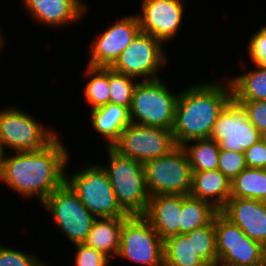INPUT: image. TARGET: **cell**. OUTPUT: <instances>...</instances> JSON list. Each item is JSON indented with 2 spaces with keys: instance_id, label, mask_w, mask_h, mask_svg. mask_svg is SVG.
<instances>
[{
  "instance_id": "6da1fadb",
  "label": "cell",
  "mask_w": 266,
  "mask_h": 266,
  "mask_svg": "<svg viewBox=\"0 0 266 266\" xmlns=\"http://www.w3.org/2000/svg\"><path fill=\"white\" fill-rule=\"evenodd\" d=\"M59 136L42 150L0 154L1 183L23 198L42 203L65 183L72 157Z\"/></svg>"
},
{
  "instance_id": "7a4b0ae2",
  "label": "cell",
  "mask_w": 266,
  "mask_h": 266,
  "mask_svg": "<svg viewBox=\"0 0 266 266\" xmlns=\"http://www.w3.org/2000/svg\"><path fill=\"white\" fill-rule=\"evenodd\" d=\"M223 78L180 89L172 128L176 146L210 137L219 114L233 100L231 83L228 77Z\"/></svg>"
},
{
  "instance_id": "3957f363",
  "label": "cell",
  "mask_w": 266,
  "mask_h": 266,
  "mask_svg": "<svg viewBox=\"0 0 266 266\" xmlns=\"http://www.w3.org/2000/svg\"><path fill=\"white\" fill-rule=\"evenodd\" d=\"M69 158L65 170V183L77 195L82 204L95 218H127L117 203L108 174L98 163H84L69 174Z\"/></svg>"
},
{
  "instance_id": "277c9868",
  "label": "cell",
  "mask_w": 266,
  "mask_h": 266,
  "mask_svg": "<svg viewBox=\"0 0 266 266\" xmlns=\"http://www.w3.org/2000/svg\"><path fill=\"white\" fill-rule=\"evenodd\" d=\"M108 163L100 164L108 174L117 203L129 216L144 215L149 202L143 163L105 147Z\"/></svg>"
},
{
  "instance_id": "5b68a950",
  "label": "cell",
  "mask_w": 266,
  "mask_h": 266,
  "mask_svg": "<svg viewBox=\"0 0 266 266\" xmlns=\"http://www.w3.org/2000/svg\"><path fill=\"white\" fill-rule=\"evenodd\" d=\"M162 79L138 81L129 108L131 123L172 130L179 92Z\"/></svg>"
},
{
  "instance_id": "8992f818",
  "label": "cell",
  "mask_w": 266,
  "mask_h": 266,
  "mask_svg": "<svg viewBox=\"0 0 266 266\" xmlns=\"http://www.w3.org/2000/svg\"><path fill=\"white\" fill-rule=\"evenodd\" d=\"M25 111L15 106L0 109V154L42 150L60 134Z\"/></svg>"
},
{
  "instance_id": "52a82bcc",
  "label": "cell",
  "mask_w": 266,
  "mask_h": 266,
  "mask_svg": "<svg viewBox=\"0 0 266 266\" xmlns=\"http://www.w3.org/2000/svg\"><path fill=\"white\" fill-rule=\"evenodd\" d=\"M149 196L190 195L193 171L187 153L176 146L167 155L143 164Z\"/></svg>"
},
{
  "instance_id": "ba28073f",
  "label": "cell",
  "mask_w": 266,
  "mask_h": 266,
  "mask_svg": "<svg viewBox=\"0 0 266 266\" xmlns=\"http://www.w3.org/2000/svg\"><path fill=\"white\" fill-rule=\"evenodd\" d=\"M41 206L47 210L55 224L53 226L65 235L68 242L72 245L84 243L96 218L66 183L50 194Z\"/></svg>"
},
{
  "instance_id": "9c48e42d",
  "label": "cell",
  "mask_w": 266,
  "mask_h": 266,
  "mask_svg": "<svg viewBox=\"0 0 266 266\" xmlns=\"http://www.w3.org/2000/svg\"><path fill=\"white\" fill-rule=\"evenodd\" d=\"M116 258L140 266H164V240L143 215L128 216L121 228Z\"/></svg>"
},
{
  "instance_id": "30bf717a",
  "label": "cell",
  "mask_w": 266,
  "mask_h": 266,
  "mask_svg": "<svg viewBox=\"0 0 266 266\" xmlns=\"http://www.w3.org/2000/svg\"><path fill=\"white\" fill-rule=\"evenodd\" d=\"M164 47L159 39L140 31L110 68L138 81L160 78L169 62Z\"/></svg>"
},
{
  "instance_id": "8fae6325",
  "label": "cell",
  "mask_w": 266,
  "mask_h": 266,
  "mask_svg": "<svg viewBox=\"0 0 266 266\" xmlns=\"http://www.w3.org/2000/svg\"><path fill=\"white\" fill-rule=\"evenodd\" d=\"M111 147L120 155L144 164L167 155L176 144L172 130L130 123Z\"/></svg>"
},
{
  "instance_id": "7c38bea8",
  "label": "cell",
  "mask_w": 266,
  "mask_h": 266,
  "mask_svg": "<svg viewBox=\"0 0 266 266\" xmlns=\"http://www.w3.org/2000/svg\"><path fill=\"white\" fill-rule=\"evenodd\" d=\"M216 232L217 264L241 266L265 265L262 245L250 239L237 225L220 212L214 216Z\"/></svg>"
},
{
  "instance_id": "4fadbf2b",
  "label": "cell",
  "mask_w": 266,
  "mask_h": 266,
  "mask_svg": "<svg viewBox=\"0 0 266 266\" xmlns=\"http://www.w3.org/2000/svg\"><path fill=\"white\" fill-rule=\"evenodd\" d=\"M140 31L136 13L125 15L112 25H108L104 31L96 34L89 44L91 47L86 49L88 56L86 65L110 68Z\"/></svg>"
},
{
  "instance_id": "5bb4252c",
  "label": "cell",
  "mask_w": 266,
  "mask_h": 266,
  "mask_svg": "<svg viewBox=\"0 0 266 266\" xmlns=\"http://www.w3.org/2000/svg\"><path fill=\"white\" fill-rule=\"evenodd\" d=\"M186 2V3H185ZM137 11L141 31L171 43L181 30L187 0H141Z\"/></svg>"
},
{
  "instance_id": "9a60e30c",
  "label": "cell",
  "mask_w": 266,
  "mask_h": 266,
  "mask_svg": "<svg viewBox=\"0 0 266 266\" xmlns=\"http://www.w3.org/2000/svg\"><path fill=\"white\" fill-rule=\"evenodd\" d=\"M209 138L217 142L220 149L244 152L260 141L262 135L242 107L232 100L219 114Z\"/></svg>"
},
{
  "instance_id": "2e32d148",
  "label": "cell",
  "mask_w": 266,
  "mask_h": 266,
  "mask_svg": "<svg viewBox=\"0 0 266 266\" xmlns=\"http://www.w3.org/2000/svg\"><path fill=\"white\" fill-rule=\"evenodd\" d=\"M22 4L34 22L49 28L78 25L88 12L80 0H22Z\"/></svg>"
},
{
  "instance_id": "e0dca14e",
  "label": "cell",
  "mask_w": 266,
  "mask_h": 266,
  "mask_svg": "<svg viewBox=\"0 0 266 266\" xmlns=\"http://www.w3.org/2000/svg\"><path fill=\"white\" fill-rule=\"evenodd\" d=\"M250 239L261 245L266 241V202L248 198H230L219 210Z\"/></svg>"
},
{
  "instance_id": "ac0fdd59",
  "label": "cell",
  "mask_w": 266,
  "mask_h": 266,
  "mask_svg": "<svg viewBox=\"0 0 266 266\" xmlns=\"http://www.w3.org/2000/svg\"><path fill=\"white\" fill-rule=\"evenodd\" d=\"M182 195L150 196L148 207L143 215L153 229L163 239L180 234Z\"/></svg>"
},
{
  "instance_id": "d6986e66",
  "label": "cell",
  "mask_w": 266,
  "mask_h": 266,
  "mask_svg": "<svg viewBox=\"0 0 266 266\" xmlns=\"http://www.w3.org/2000/svg\"><path fill=\"white\" fill-rule=\"evenodd\" d=\"M89 117L93 131L106 141V147H111L131 123L129 109L112 103L90 110Z\"/></svg>"
},
{
  "instance_id": "ffe728a7",
  "label": "cell",
  "mask_w": 266,
  "mask_h": 266,
  "mask_svg": "<svg viewBox=\"0 0 266 266\" xmlns=\"http://www.w3.org/2000/svg\"><path fill=\"white\" fill-rule=\"evenodd\" d=\"M190 195L220 210L231 198V181L218 169L193 172Z\"/></svg>"
},
{
  "instance_id": "44dd1931",
  "label": "cell",
  "mask_w": 266,
  "mask_h": 266,
  "mask_svg": "<svg viewBox=\"0 0 266 266\" xmlns=\"http://www.w3.org/2000/svg\"><path fill=\"white\" fill-rule=\"evenodd\" d=\"M239 61L243 72L228 76L232 86L234 101H266V66L253 64L252 69H245L247 63ZM245 69V70H244ZM246 71V72H245Z\"/></svg>"
},
{
  "instance_id": "7402d4cb",
  "label": "cell",
  "mask_w": 266,
  "mask_h": 266,
  "mask_svg": "<svg viewBox=\"0 0 266 266\" xmlns=\"http://www.w3.org/2000/svg\"><path fill=\"white\" fill-rule=\"evenodd\" d=\"M125 219L96 218L84 243L103 252L113 261L119 251L121 228Z\"/></svg>"
},
{
  "instance_id": "603a6c76",
  "label": "cell",
  "mask_w": 266,
  "mask_h": 266,
  "mask_svg": "<svg viewBox=\"0 0 266 266\" xmlns=\"http://www.w3.org/2000/svg\"><path fill=\"white\" fill-rule=\"evenodd\" d=\"M164 266H208L195 255L193 231L164 240Z\"/></svg>"
},
{
  "instance_id": "cb8c5ba5",
  "label": "cell",
  "mask_w": 266,
  "mask_h": 266,
  "mask_svg": "<svg viewBox=\"0 0 266 266\" xmlns=\"http://www.w3.org/2000/svg\"><path fill=\"white\" fill-rule=\"evenodd\" d=\"M219 212L211 203L182 195L180 234H187L195 229L209 225Z\"/></svg>"
},
{
  "instance_id": "d4e9b609",
  "label": "cell",
  "mask_w": 266,
  "mask_h": 266,
  "mask_svg": "<svg viewBox=\"0 0 266 266\" xmlns=\"http://www.w3.org/2000/svg\"><path fill=\"white\" fill-rule=\"evenodd\" d=\"M231 198L266 202V169L246 167L231 181Z\"/></svg>"
},
{
  "instance_id": "484cf974",
  "label": "cell",
  "mask_w": 266,
  "mask_h": 266,
  "mask_svg": "<svg viewBox=\"0 0 266 266\" xmlns=\"http://www.w3.org/2000/svg\"><path fill=\"white\" fill-rule=\"evenodd\" d=\"M187 153L193 172L218 169L219 144L210 138L195 139L182 145Z\"/></svg>"
},
{
  "instance_id": "4316f807",
  "label": "cell",
  "mask_w": 266,
  "mask_h": 266,
  "mask_svg": "<svg viewBox=\"0 0 266 266\" xmlns=\"http://www.w3.org/2000/svg\"><path fill=\"white\" fill-rule=\"evenodd\" d=\"M84 76L89 79L83 87L84 101L89 110L110 103V88L108 83V68L86 65Z\"/></svg>"
},
{
  "instance_id": "83f0119b",
  "label": "cell",
  "mask_w": 266,
  "mask_h": 266,
  "mask_svg": "<svg viewBox=\"0 0 266 266\" xmlns=\"http://www.w3.org/2000/svg\"><path fill=\"white\" fill-rule=\"evenodd\" d=\"M193 246L195 255L208 266L218 263L214 219L209 225L193 230Z\"/></svg>"
},
{
  "instance_id": "f1b7e54d",
  "label": "cell",
  "mask_w": 266,
  "mask_h": 266,
  "mask_svg": "<svg viewBox=\"0 0 266 266\" xmlns=\"http://www.w3.org/2000/svg\"><path fill=\"white\" fill-rule=\"evenodd\" d=\"M108 83L110 88V103L129 109L133 91L138 80L108 68Z\"/></svg>"
},
{
  "instance_id": "f546056e",
  "label": "cell",
  "mask_w": 266,
  "mask_h": 266,
  "mask_svg": "<svg viewBox=\"0 0 266 266\" xmlns=\"http://www.w3.org/2000/svg\"><path fill=\"white\" fill-rule=\"evenodd\" d=\"M17 250L0 243V266H51L39 254ZM43 260V261H42Z\"/></svg>"
},
{
  "instance_id": "4dcf8cb0",
  "label": "cell",
  "mask_w": 266,
  "mask_h": 266,
  "mask_svg": "<svg viewBox=\"0 0 266 266\" xmlns=\"http://www.w3.org/2000/svg\"><path fill=\"white\" fill-rule=\"evenodd\" d=\"M246 167L244 152L220 149L218 170L230 181L239 175Z\"/></svg>"
},
{
  "instance_id": "1f68e13d",
  "label": "cell",
  "mask_w": 266,
  "mask_h": 266,
  "mask_svg": "<svg viewBox=\"0 0 266 266\" xmlns=\"http://www.w3.org/2000/svg\"><path fill=\"white\" fill-rule=\"evenodd\" d=\"M74 247V266H109L111 264L112 260L103 252L85 243L75 244Z\"/></svg>"
},
{
  "instance_id": "d6a6232c",
  "label": "cell",
  "mask_w": 266,
  "mask_h": 266,
  "mask_svg": "<svg viewBox=\"0 0 266 266\" xmlns=\"http://www.w3.org/2000/svg\"><path fill=\"white\" fill-rule=\"evenodd\" d=\"M246 43V51L250 63L266 66V25H263L255 33L250 35Z\"/></svg>"
},
{
  "instance_id": "836d02e7",
  "label": "cell",
  "mask_w": 266,
  "mask_h": 266,
  "mask_svg": "<svg viewBox=\"0 0 266 266\" xmlns=\"http://www.w3.org/2000/svg\"><path fill=\"white\" fill-rule=\"evenodd\" d=\"M246 112L248 120L259 130L266 132V101H235Z\"/></svg>"
},
{
  "instance_id": "e575fe53",
  "label": "cell",
  "mask_w": 266,
  "mask_h": 266,
  "mask_svg": "<svg viewBox=\"0 0 266 266\" xmlns=\"http://www.w3.org/2000/svg\"><path fill=\"white\" fill-rule=\"evenodd\" d=\"M246 166L266 169V142L261 139L244 151Z\"/></svg>"
},
{
  "instance_id": "d590c367",
  "label": "cell",
  "mask_w": 266,
  "mask_h": 266,
  "mask_svg": "<svg viewBox=\"0 0 266 266\" xmlns=\"http://www.w3.org/2000/svg\"><path fill=\"white\" fill-rule=\"evenodd\" d=\"M1 28H0V54H2V49H4L3 47H5L6 46V37L2 34V32H1ZM5 44V45H4Z\"/></svg>"
},
{
  "instance_id": "8d00e7d4",
  "label": "cell",
  "mask_w": 266,
  "mask_h": 266,
  "mask_svg": "<svg viewBox=\"0 0 266 266\" xmlns=\"http://www.w3.org/2000/svg\"><path fill=\"white\" fill-rule=\"evenodd\" d=\"M262 258L263 262L266 265V241L262 244Z\"/></svg>"
},
{
  "instance_id": "74e56055",
  "label": "cell",
  "mask_w": 266,
  "mask_h": 266,
  "mask_svg": "<svg viewBox=\"0 0 266 266\" xmlns=\"http://www.w3.org/2000/svg\"><path fill=\"white\" fill-rule=\"evenodd\" d=\"M215 266H241V265H234V264H216ZM250 266H266V265H250Z\"/></svg>"
},
{
  "instance_id": "f35d334b",
  "label": "cell",
  "mask_w": 266,
  "mask_h": 266,
  "mask_svg": "<svg viewBox=\"0 0 266 266\" xmlns=\"http://www.w3.org/2000/svg\"><path fill=\"white\" fill-rule=\"evenodd\" d=\"M87 8L89 7L88 6V3L87 2H84L85 0H80Z\"/></svg>"
},
{
  "instance_id": "ab89813d",
  "label": "cell",
  "mask_w": 266,
  "mask_h": 266,
  "mask_svg": "<svg viewBox=\"0 0 266 266\" xmlns=\"http://www.w3.org/2000/svg\"><path fill=\"white\" fill-rule=\"evenodd\" d=\"M262 139L266 142V132L262 135Z\"/></svg>"
}]
</instances>
